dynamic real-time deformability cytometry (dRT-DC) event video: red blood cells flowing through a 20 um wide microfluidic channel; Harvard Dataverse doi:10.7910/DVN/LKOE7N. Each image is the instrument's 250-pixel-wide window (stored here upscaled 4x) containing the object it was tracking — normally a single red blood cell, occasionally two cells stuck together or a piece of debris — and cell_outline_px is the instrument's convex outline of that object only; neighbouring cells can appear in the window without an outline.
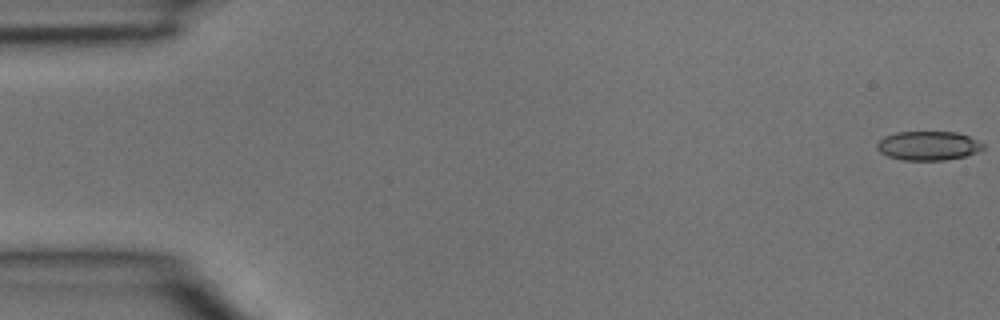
{"species": "common noctule bat (a hibernating species)", "species_latin": "Nyctalus noctula", "temperature_condition": "room temperature", "stored_images_in_passage": 5, "camera_frame_rate_fps": 3000, "um_per_image_px": 0.085, "animal": {"sex": "male", "body_mass_g": 15.6}, "frame": {"image": 1, "passage_image": 1, "time_ms": 0.0, "image_size_px": [1000, 320], "cell_outline_px": [[984, 148], [976, 152], [964, 156], [944, 160], [900, 160], [888, 156], [880, 152], [876, 148], [876, 144], [884, 136], [896, 132], [956, 132], [968, 136], [984, 144]], "centroid_in_image_um": [78.86, 12.39], "position_along_channel_um": 6.1, "area_um2": 17.92}}
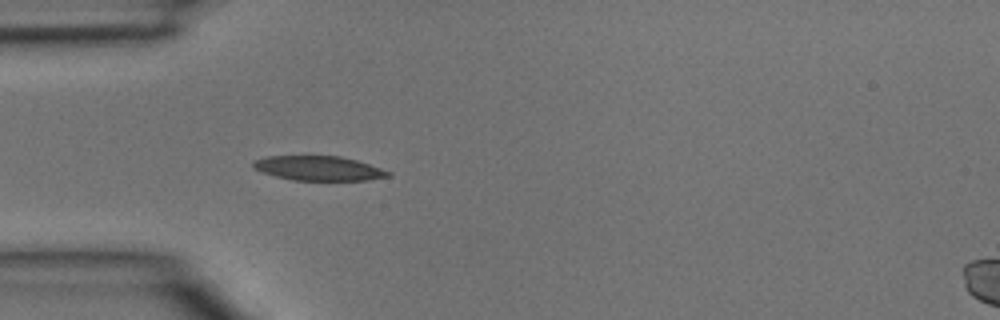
{"frame": {"image": 2, "passage_image": 5, "time_ms": 1.333, "image_size_px": [1000, 320], "cell_outline_px": [[392, 176], [368, 180], [292, 180], [276, 176], [252, 168], [252, 160], [264, 156], [340, 156], [356, 160], [392, 172]], "centroid_in_image_um": [27.07, 14.3], "position_along_channel_um": 57.9, "area_um2": 19.31}}